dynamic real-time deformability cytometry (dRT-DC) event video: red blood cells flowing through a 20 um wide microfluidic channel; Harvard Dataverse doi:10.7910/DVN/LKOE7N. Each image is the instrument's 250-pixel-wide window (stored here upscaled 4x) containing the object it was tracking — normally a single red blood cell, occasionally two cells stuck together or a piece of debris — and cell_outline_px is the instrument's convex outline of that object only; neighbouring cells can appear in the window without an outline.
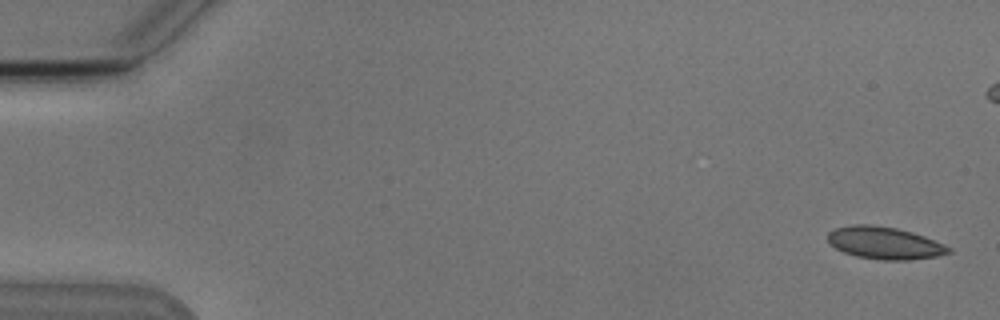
{"species": "Egyptian fruit bat (a non-hibernating species)", "species_latin": "Rousettus aegyptiacus", "temperature_condition": "cold", "stored_images_in_passage": 6, "camera_frame_rate_fps": 3000, "um_per_image_px": 0.085, "animal": {"sex": "male"}, "frame": {"image": 1, "passage_image": 1, "time_ms": 0.0, "image_size_px": [1000, 320], "cell_outline_px": [[952, 252], [936, 256], [908, 260], [880, 260], [856, 256], [844, 252], [836, 248], [828, 240], [828, 232], [836, 228], [852, 224], [872, 224], [896, 228], [912, 232], [924, 236], [944, 244], [952, 248]], "centroid_in_image_um": [75.2, 20.65], "position_along_channel_um": 9.8, "area_um2": 22.72}}